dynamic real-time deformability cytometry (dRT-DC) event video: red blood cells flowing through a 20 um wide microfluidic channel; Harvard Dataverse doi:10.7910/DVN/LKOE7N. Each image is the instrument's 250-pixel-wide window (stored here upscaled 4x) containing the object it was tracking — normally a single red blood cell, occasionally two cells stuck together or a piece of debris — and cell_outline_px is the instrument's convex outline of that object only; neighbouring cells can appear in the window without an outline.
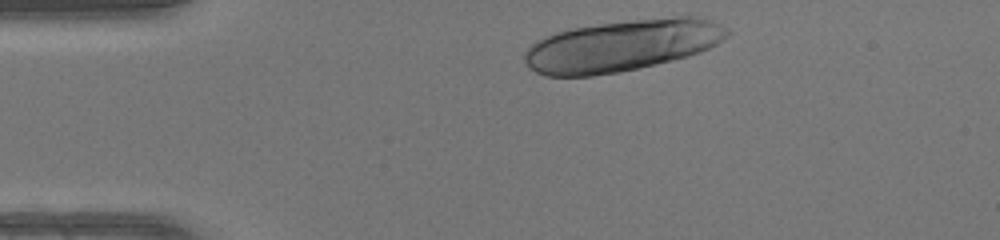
{"species": "human", "species_latin": "Homo sapiens", "temperature_condition": "warm", "stored_images_in_passage": 21, "camera_frame_rate_fps": 3000, "um_per_image_px": 0.085, "donor": {"sex": "female"}, "frame": {"image": 1, "passage_image": 1, "time_ms": 0.0, "image_size_px": [1000, 240], "cell_outline_px": [[732, 32], [728, 36], [716, 44], [700, 52], [688, 56], [672, 60], [620, 72], [592, 76], [544, 76], [528, 68], [524, 60], [524, 52], [536, 40], [556, 32], [572, 28], [600, 24], [688, 12], [712, 20], [728, 28]], "centroid_in_image_um": [52.94, 3.84], "position_along_channel_um": 32.1, "area_um2": 61.9}}